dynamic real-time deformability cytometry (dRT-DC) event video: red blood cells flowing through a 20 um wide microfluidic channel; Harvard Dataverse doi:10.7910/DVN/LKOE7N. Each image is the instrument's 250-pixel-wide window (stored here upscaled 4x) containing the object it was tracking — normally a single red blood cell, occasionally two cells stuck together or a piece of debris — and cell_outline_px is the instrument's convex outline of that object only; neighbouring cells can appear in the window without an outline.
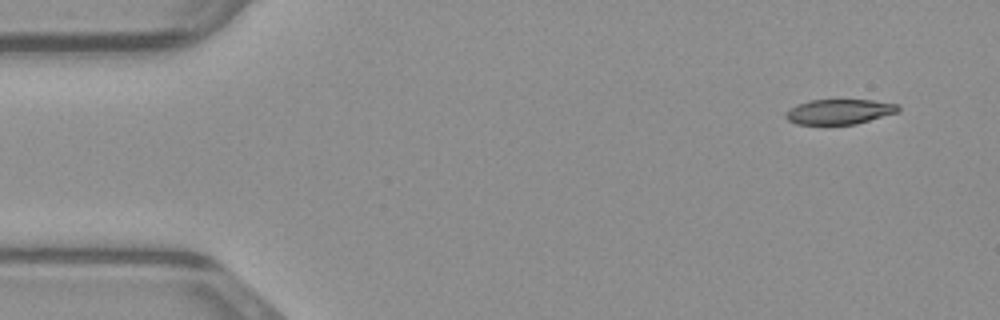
{"species": "common noctule bat (a hibernating species)", "species_latin": "Nyctalus noctula", "temperature_condition": "warm", "stored_images_in_passage": 46, "camera_frame_rate_fps": 3000, "um_per_image_px": 0.085, "animal": {"sex": "male", "body_mass_g": 23.1, "forearm_length_mm": 52.7}, "frame": {"image": 1, "passage_image": 1, "time_ms": 0.0, "image_size_px": [1000, 320], "cell_outline_px": [[900, 108], [896, 112], [856, 124], [796, 124], [788, 120], [784, 116], [792, 108], [808, 100], [872, 100], [900, 104]], "centroid_in_image_um": [71.37, 9.49], "position_along_channel_um": 13.6, "area_um2": 16.13}}
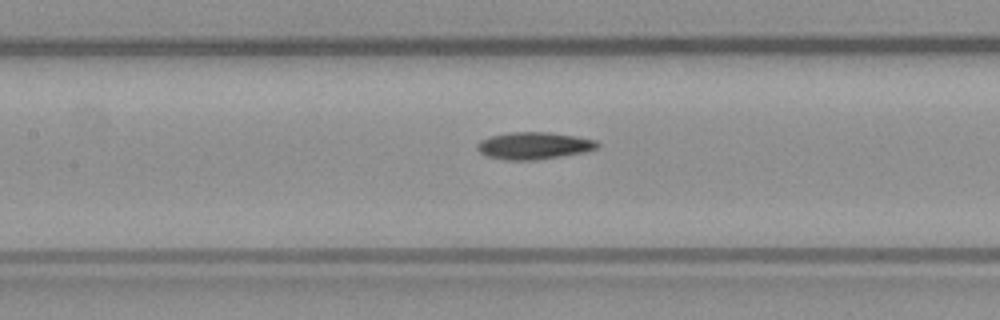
{"frame": {"image": 2, "passage_image": 19, "time_ms": 6.0, "image_size_px": [1000, 320], "cell_outline_px": [[600, 144], [596, 148], [584, 152], [536, 160], [504, 160], [488, 156], [480, 152], [476, 148], [476, 144], [480, 140], [492, 136], [508, 132], [552, 132], [576, 136], [596, 140]], "centroid_in_image_um": [45.37, 12.37], "position_along_channel_um": 162.0, "area_um2": 19.02}}
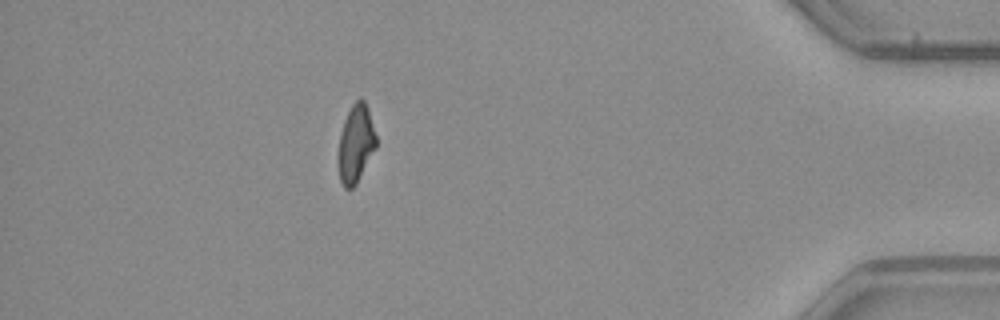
{"frame": {"image": 3, "passage_image": 40, "time_ms": 13.0, "image_size_px": [1000, 320], "cell_outline_px": [[376, 148], [356, 184], [352, 188], [344, 188], [340, 180], [336, 160], [336, 156], [340, 136], [344, 120], [352, 104], [360, 96], [364, 100], [368, 108], [376, 136]], "centroid_in_image_um": [30.21, 12.23], "position_along_channel_um": 405.0, "area_um2": 17.4}}